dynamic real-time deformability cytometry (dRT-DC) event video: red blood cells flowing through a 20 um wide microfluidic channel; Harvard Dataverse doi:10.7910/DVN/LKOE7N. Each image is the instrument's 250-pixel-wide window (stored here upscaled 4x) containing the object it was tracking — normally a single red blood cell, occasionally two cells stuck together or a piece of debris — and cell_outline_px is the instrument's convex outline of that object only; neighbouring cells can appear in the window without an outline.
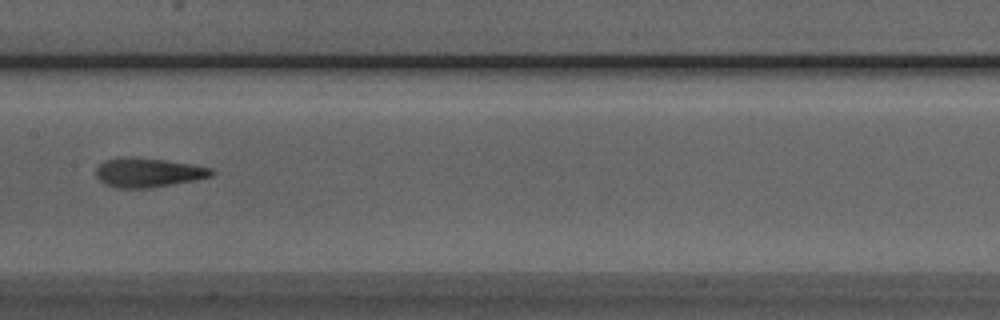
{"species": "Egyptian fruit bat (a non-hibernating species)", "species_latin": "Rousettus aegyptiacus", "temperature_condition": "room temperature", "stored_images_in_passage": 35, "camera_frame_rate_fps": 3000, "um_per_image_px": 0.085, "animal": {"sex": "male"}, "frame": {"image": 1, "passage_image": 12, "time_ms": 3.667, "image_size_px": [1000, 320], "cell_outline_px": [[216, 172], [212, 176], [196, 180], [152, 188], [116, 188], [104, 184], [96, 176], [96, 168], [104, 160], [120, 156], [124, 156], [164, 160], [192, 164], [212, 168]], "centroid_in_image_um": [12.59, 14.67], "position_along_channel_um": 194.8, "area_um2": 19.94}}
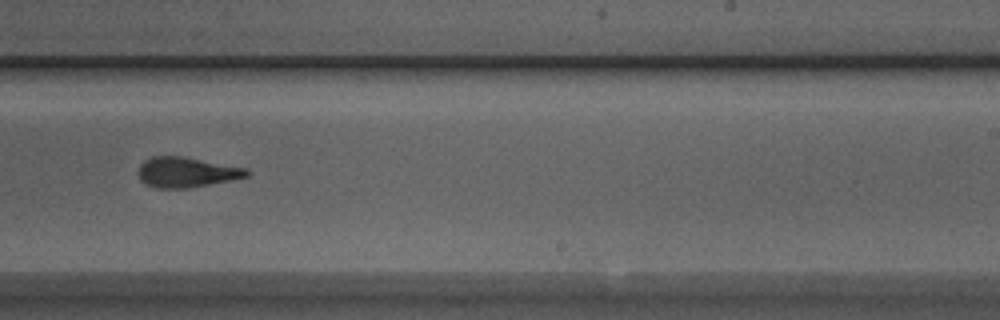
{"frame": {"image": 2, "passage_image": 18, "time_ms": 5.667, "image_size_px": [1000, 320], "cell_outline_px": [[252, 172], [248, 176], [232, 180], [188, 188], [156, 188], [140, 180], [136, 172], [140, 164], [144, 160], [152, 156], [180, 156], [248, 168]], "centroid_in_image_um": [15.85, 14.64], "position_along_channel_um": 273.2, "area_um2": 19.19}}
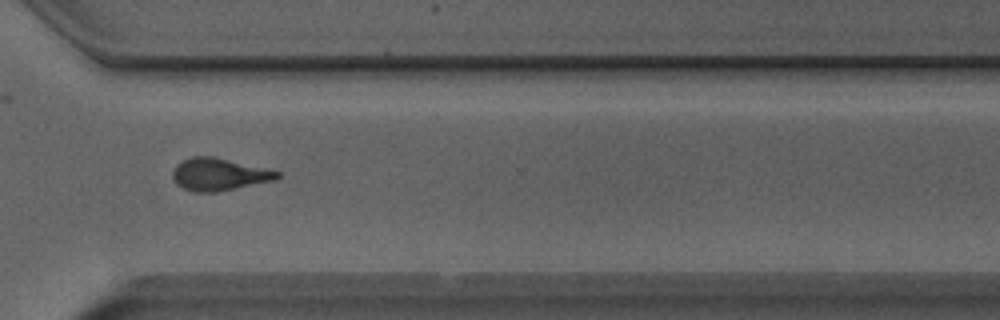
{"frame": {"image": 3, "passage_image": 24, "time_ms": 7.667, "image_size_px": [1000, 320], "cell_outline_px": [[280, 176], [276, 180], [216, 192], [192, 192], [176, 184], [172, 176], [172, 172], [176, 164], [192, 156], [212, 156], [280, 172]], "centroid_in_image_um": [18.58, 14.83], "position_along_channel_um": 352.0, "area_um2": 19.54}, "authors_computed_cell_mechanics": {"area_um2": 19.3052, "velocity_mm_per_s": 3.9332, "shape_relaxation_time_tau1_ms": 5.9381, "shape_relaxation_time_tau2_ms": 2.2491, "deformation_change_tau1": 0.1941, "deformation_change_tau2": 0.1235}}